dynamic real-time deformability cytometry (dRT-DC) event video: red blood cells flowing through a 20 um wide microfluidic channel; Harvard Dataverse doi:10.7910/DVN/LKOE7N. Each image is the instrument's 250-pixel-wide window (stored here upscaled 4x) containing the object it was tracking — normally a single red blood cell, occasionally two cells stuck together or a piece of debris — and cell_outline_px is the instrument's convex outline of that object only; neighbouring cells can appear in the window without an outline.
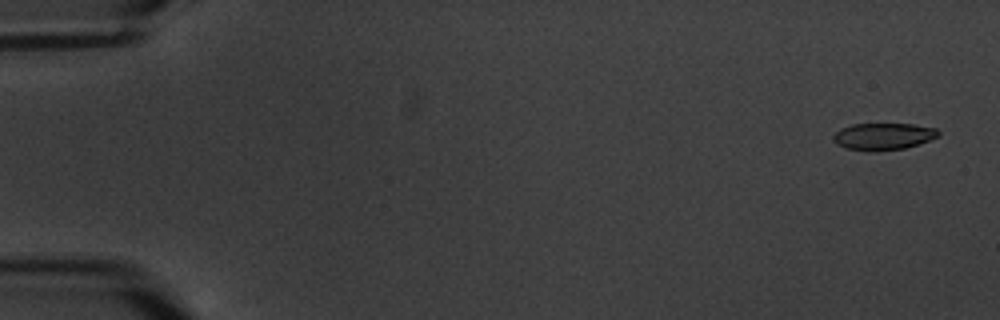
{"species": "common noctule bat (a hibernating species)", "species_latin": "Nyctalus noctula", "temperature_condition": "warm", "stored_images_in_passage": 6, "camera_frame_rate_fps": 3000, "um_per_image_px": 0.085, "animal": {"sex": "male", "body_mass_g": 20.1, "forearm_length_mm": 53.5}, "frame": {"image": 1, "passage_image": 1, "time_ms": 0.0, "image_size_px": [1000, 320], "cell_outline_px": [[940, 136], [904, 148], [876, 152], [868, 152], [844, 148], [836, 144], [832, 140], [832, 136], [840, 128], [852, 124], [912, 124], [936, 128], [940, 132]], "centroid_in_image_um": [75.02, 11.6], "position_along_channel_um": 10.0, "area_um2": 16.7}}
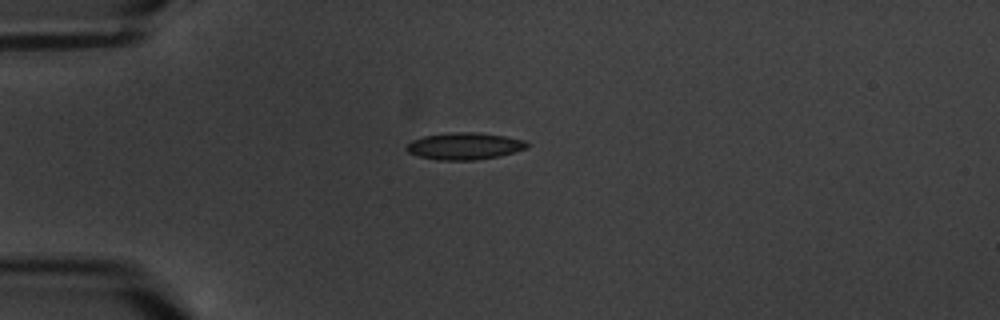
{"frame": {"image": 2, "passage_image": 5, "time_ms": 4.667, "image_size_px": [1000, 320], "cell_outline_px": [[528, 148], [500, 156], [476, 160], [440, 160], [420, 156], [408, 152], [404, 148], [412, 140], [424, 136], [456, 132], [476, 132], [504, 136], [524, 140], [528, 144]], "centroid_in_image_um": [39.49, 12.42], "position_along_channel_um": 45.5, "area_um2": 18.79}}